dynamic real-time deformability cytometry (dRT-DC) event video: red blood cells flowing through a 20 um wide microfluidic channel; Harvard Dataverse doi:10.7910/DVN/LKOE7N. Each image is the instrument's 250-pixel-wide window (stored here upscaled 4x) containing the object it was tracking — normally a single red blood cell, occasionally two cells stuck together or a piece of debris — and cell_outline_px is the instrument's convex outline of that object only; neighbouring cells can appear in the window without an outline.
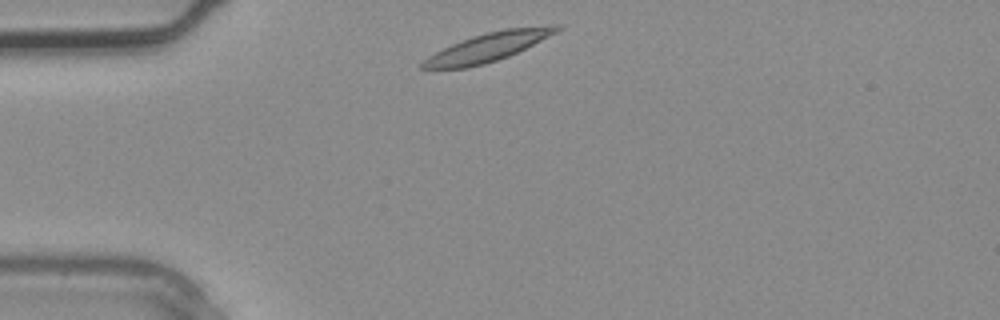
{"species": "common noctule bat (a hibernating species)", "species_latin": "Nyctalus noctula", "temperature_condition": "warm", "stored_images_in_passage": 2, "camera_frame_rate_fps": 3000, "um_per_image_px": 0.085, "animal": {"sex": "male", "body_mass_g": 20.4}, "frame": {"image": 1, "passage_image": 1, "time_ms": 0.0, "image_size_px": [1000, 320], "cell_outline_px": [[564, 28], [508, 56], [484, 64], [468, 68], [420, 68], [420, 64], [428, 56], [452, 44], [488, 32], [504, 28], [552, 24], [564, 24]], "centroid_in_image_um": [41.54, 3.98], "position_along_channel_um": 43.5, "area_um2": 22.02}}
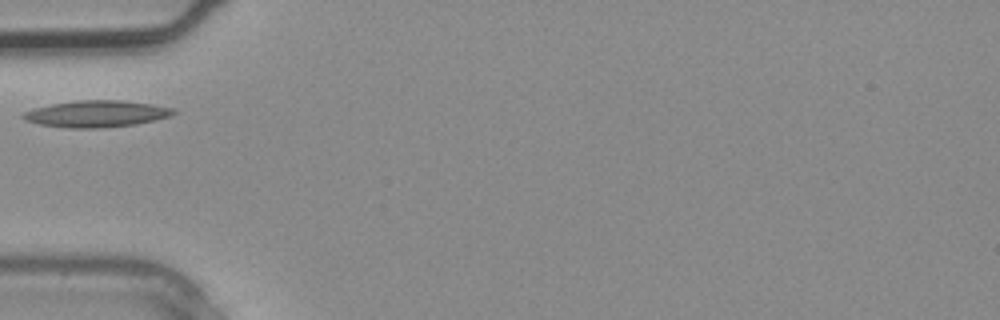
{"frame": {"image": 2, "passage_image": 2, "time_ms": 0.333, "image_size_px": [1000, 320], "cell_outline_px": [[176, 112], [172, 116], [136, 124], [100, 128], [72, 128], [40, 124], [24, 120], [20, 116], [24, 112], [36, 108], [52, 104], [76, 100], [120, 100], [152, 104], [176, 108]], "centroid_in_image_um": [8.24, 9.67], "position_along_channel_um": 76.8, "area_um2": 23.29}}